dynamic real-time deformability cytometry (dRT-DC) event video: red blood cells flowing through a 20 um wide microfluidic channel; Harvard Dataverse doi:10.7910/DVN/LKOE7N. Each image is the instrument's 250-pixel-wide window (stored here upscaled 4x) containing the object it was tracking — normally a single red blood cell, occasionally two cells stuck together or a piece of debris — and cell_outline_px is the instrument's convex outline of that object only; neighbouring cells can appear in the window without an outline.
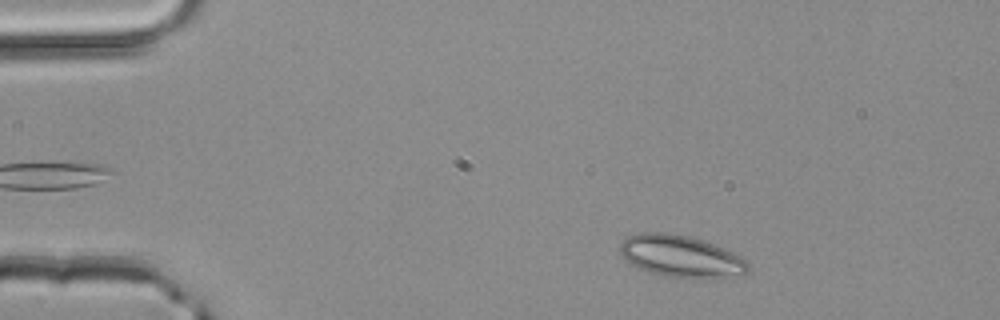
{"species": "common noctule bat (a hibernating species)", "species_latin": "Nyctalus noctula", "temperature_condition": "room temperature", "stored_images_in_passage": 2, "camera_frame_rate_fps": 3000, "um_per_image_px": 0.085, "animal": {"sex": "male", "body_mass_g": 20.4}, "frame": {"image": 1, "passage_image": 1, "time_ms": 0.0, "image_size_px": [1000, 320], "cell_outline_px": [[748, 272], [744, 276], [660, 276], [648, 272], [624, 260], [620, 252], [620, 244], [628, 236], [640, 232], [664, 232], [688, 236], [704, 240], [724, 248], [748, 260]], "centroid_in_image_um": [57.86, 21.76], "position_along_channel_um": 27.1, "area_um2": 30.92}}